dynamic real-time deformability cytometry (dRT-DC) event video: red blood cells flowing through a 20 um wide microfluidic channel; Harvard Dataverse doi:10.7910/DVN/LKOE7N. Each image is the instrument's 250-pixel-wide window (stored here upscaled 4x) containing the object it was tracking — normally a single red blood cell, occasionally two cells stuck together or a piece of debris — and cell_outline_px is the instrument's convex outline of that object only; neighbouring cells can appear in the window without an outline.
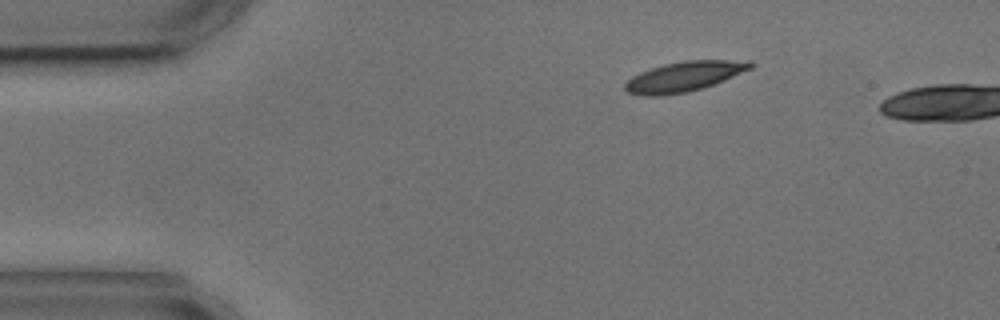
{"species": "common noctule bat (a hibernating species)", "species_latin": "Nyctalus noctula", "temperature_condition": "cold", "stored_images_in_passage": 4, "camera_frame_rate_fps": 3000, "um_per_image_px": 0.085, "animal": {"sex": "male", "body_mass_g": 17.9, "forearm_length_mm": 54.2}, "frame": {"image": 1, "passage_image": 1, "time_ms": 0.0, "image_size_px": [1000, 320], "cell_outline_px": [[756, 64], [752, 68], [724, 80], [688, 92], [660, 96], [644, 96], [628, 92], [624, 88], [624, 84], [632, 76], [640, 72], [664, 64], [684, 60], [752, 60]], "centroid_in_image_um": [58.17, 6.49], "position_along_channel_um": 26.8, "area_um2": 21.91}}